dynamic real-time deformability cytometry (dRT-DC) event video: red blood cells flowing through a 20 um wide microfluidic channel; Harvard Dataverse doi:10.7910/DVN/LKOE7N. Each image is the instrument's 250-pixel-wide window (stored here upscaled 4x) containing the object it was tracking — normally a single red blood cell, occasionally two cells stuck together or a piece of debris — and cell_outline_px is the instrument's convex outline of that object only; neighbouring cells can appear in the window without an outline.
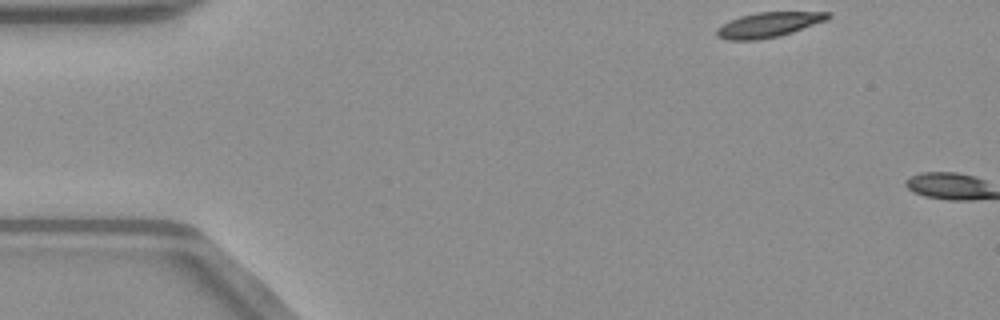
{"species": "common noctule bat (a hibernating species)", "species_latin": "Nyctalus noctula", "temperature_condition": "warm", "stored_images_in_passage": 3, "camera_frame_rate_fps": 3000, "um_per_image_px": 0.085, "animal": {"sex": "male", "body_mass_g": 23.1, "forearm_length_mm": 52.7}, "frame": {"image": 1, "passage_image": 1, "time_ms": 0.0, "image_size_px": [1000, 320], "cell_outline_px": [[832, 16], [828, 20], [780, 36], [756, 40], [728, 40], [716, 36], [716, 28], [740, 16], [756, 12], [832, 12]], "centroid_in_image_um": [65.36, 2.1], "position_along_channel_um": 19.6, "area_um2": 16.18}}